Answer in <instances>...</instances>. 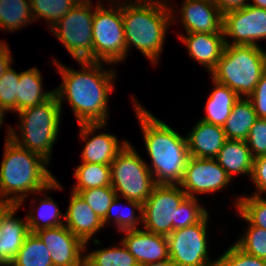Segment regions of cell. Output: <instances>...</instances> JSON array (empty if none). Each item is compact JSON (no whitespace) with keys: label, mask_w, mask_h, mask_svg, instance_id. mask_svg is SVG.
Segmentation results:
<instances>
[{"label":"cell","mask_w":266,"mask_h":266,"mask_svg":"<svg viewBox=\"0 0 266 266\" xmlns=\"http://www.w3.org/2000/svg\"><path fill=\"white\" fill-rule=\"evenodd\" d=\"M79 2L80 0H30L34 21L44 18L48 30Z\"/></svg>","instance_id":"1f68e13d"},{"label":"cell","mask_w":266,"mask_h":266,"mask_svg":"<svg viewBox=\"0 0 266 266\" xmlns=\"http://www.w3.org/2000/svg\"><path fill=\"white\" fill-rule=\"evenodd\" d=\"M253 159L266 155V118H258L245 140Z\"/></svg>","instance_id":"f35d334b"},{"label":"cell","mask_w":266,"mask_h":266,"mask_svg":"<svg viewBox=\"0 0 266 266\" xmlns=\"http://www.w3.org/2000/svg\"><path fill=\"white\" fill-rule=\"evenodd\" d=\"M222 14L246 6L249 0H213Z\"/></svg>","instance_id":"7bdbcfd3"},{"label":"cell","mask_w":266,"mask_h":266,"mask_svg":"<svg viewBox=\"0 0 266 266\" xmlns=\"http://www.w3.org/2000/svg\"><path fill=\"white\" fill-rule=\"evenodd\" d=\"M50 251L54 266H83L85 243L65 225L35 232Z\"/></svg>","instance_id":"2e32d148"},{"label":"cell","mask_w":266,"mask_h":266,"mask_svg":"<svg viewBox=\"0 0 266 266\" xmlns=\"http://www.w3.org/2000/svg\"><path fill=\"white\" fill-rule=\"evenodd\" d=\"M107 124V122L78 124L80 141L85 144L81 152V163L111 165L116 155L129 142L126 139L118 140L113 133L104 132Z\"/></svg>","instance_id":"9a60e30c"},{"label":"cell","mask_w":266,"mask_h":266,"mask_svg":"<svg viewBox=\"0 0 266 266\" xmlns=\"http://www.w3.org/2000/svg\"><path fill=\"white\" fill-rule=\"evenodd\" d=\"M132 102L151 162L147 166L155 183L178 185L189 158L186 136L153 115L133 96Z\"/></svg>","instance_id":"7a4b0ae2"},{"label":"cell","mask_w":266,"mask_h":266,"mask_svg":"<svg viewBox=\"0 0 266 266\" xmlns=\"http://www.w3.org/2000/svg\"><path fill=\"white\" fill-rule=\"evenodd\" d=\"M165 1L170 6L172 25L180 20L185 33H224L223 14L213 0H182L179 9L171 0Z\"/></svg>","instance_id":"5bb4252c"},{"label":"cell","mask_w":266,"mask_h":266,"mask_svg":"<svg viewBox=\"0 0 266 266\" xmlns=\"http://www.w3.org/2000/svg\"><path fill=\"white\" fill-rule=\"evenodd\" d=\"M211 90L204 109V116L200 120L223 127L240 96L227 85L212 79Z\"/></svg>","instance_id":"cb8c5ba5"},{"label":"cell","mask_w":266,"mask_h":266,"mask_svg":"<svg viewBox=\"0 0 266 266\" xmlns=\"http://www.w3.org/2000/svg\"><path fill=\"white\" fill-rule=\"evenodd\" d=\"M68 208L64 213V225L85 245L100 244L101 241L95 236L104 229L102 219L92 210L79 193L71 190Z\"/></svg>","instance_id":"ac0fdd59"},{"label":"cell","mask_w":266,"mask_h":266,"mask_svg":"<svg viewBox=\"0 0 266 266\" xmlns=\"http://www.w3.org/2000/svg\"><path fill=\"white\" fill-rule=\"evenodd\" d=\"M111 186L118 197L144 204L157 185L147 163L128 142L111 163Z\"/></svg>","instance_id":"ba28073f"},{"label":"cell","mask_w":266,"mask_h":266,"mask_svg":"<svg viewBox=\"0 0 266 266\" xmlns=\"http://www.w3.org/2000/svg\"><path fill=\"white\" fill-rule=\"evenodd\" d=\"M232 179L215 159L189 156L181 182L178 184L189 197L214 194L228 189Z\"/></svg>","instance_id":"4fadbf2b"},{"label":"cell","mask_w":266,"mask_h":266,"mask_svg":"<svg viewBox=\"0 0 266 266\" xmlns=\"http://www.w3.org/2000/svg\"><path fill=\"white\" fill-rule=\"evenodd\" d=\"M12 67L11 64L0 78V106L7 112L17 113V89L20 72Z\"/></svg>","instance_id":"d590c367"},{"label":"cell","mask_w":266,"mask_h":266,"mask_svg":"<svg viewBox=\"0 0 266 266\" xmlns=\"http://www.w3.org/2000/svg\"><path fill=\"white\" fill-rule=\"evenodd\" d=\"M258 119L251 101L240 97L232 108L231 114L223 126L228 140H246L250 128Z\"/></svg>","instance_id":"484cf974"},{"label":"cell","mask_w":266,"mask_h":266,"mask_svg":"<svg viewBox=\"0 0 266 266\" xmlns=\"http://www.w3.org/2000/svg\"><path fill=\"white\" fill-rule=\"evenodd\" d=\"M118 244L89 252L88 245H85L84 264L86 266H139L121 240Z\"/></svg>","instance_id":"f1b7e54d"},{"label":"cell","mask_w":266,"mask_h":266,"mask_svg":"<svg viewBox=\"0 0 266 266\" xmlns=\"http://www.w3.org/2000/svg\"><path fill=\"white\" fill-rule=\"evenodd\" d=\"M33 22L30 0H0V30L13 33Z\"/></svg>","instance_id":"4316f807"},{"label":"cell","mask_w":266,"mask_h":266,"mask_svg":"<svg viewBox=\"0 0 266 266\" xmlns=\"http://www.w3.org/2000/svg\"><path fill=\"white\" fill-rule=\"evenodd\" d=\"M189 156L195 158L214 159L226 138L223 127L199 120L187 133Z\"/></svg>","instance_id":"7402d4cb"},{"label":"cell","mask_w":266,"mask_h":266,"mask_svg":"<svg viewBox=\"0 0 266 266\" xmlns=\"http://www.w3.org/2000/svg\"><path fill=\"white\" fill-rule=\"evenodd\" d=\"M266 71V50L261 46L226 44L211 79L248 98Z\"/></svg>","instance_id":"8992f818"},{"label":"cell","mask_w":266,"mask_h":266,"mask_svg":"<svg viewBox=\"0 0 266 266\" xmlns=\"http://www.w3.org/2000/svg\"><path fill=\"white\" fill-rule=\"evenodd\" d=\"M127 57L133 45L147 60L157 66L172 18L165 0L121 2Z\"/></svg>","instance_id":"277c9868"},{"label":"cell","mask_w":266,"mask_h":266,"mask_svg":"<svg viewBox=\"0 0 266 266\" xmlns=\"http://www.w3.org/2000/svg\"><path fill=\"white\" fill-rule=\"evenodd\" d=\"M62 110L54 94L42 104L18 111V130L12 127L11 139L50 163L61 127Z\"/></svg>","instance_id":"5b68a950"},{"label":"cell","mask_w":266,"mask_h":266,"mask_svg":"<svg viewBox=\"0 0 266 266\" xmlns=\"http://www.w3.org/2000/svg\"><path fill=\"white\" fill-rule=\"evenodd\" d=\"M248 99L251 101L258 118H266V71L262 74L255 90Z\"/></svg>","instance_id":"60d3db41"},{"label":"cell","mask_w":266,"mask_h":266,"mask_svg":"<svg viewBox=\"0 0 266 266\" xmlns=\"http://www.w3.org/2000/svg\"><path fill=\"white\" fill-rule=\"evenodd\" d=\"M52 64L58 69L61 83L55 87L61 109L67 100L78 124L106 123L110 118L109 98L114 93L117 71L112 64L95 61H76L79 70L67 67L52 58ZM104 64L110 68L106 70Z\"/></svg>","instance_id":"6da1fadb"},{"label":"cell","mask_w":266,"mask_h":266,"mask_svg":"<svg viewBox=\"0 0 266 266\" xmlns=\"http://www.w3.org/2000/svg\"><path fill=\"white\" fill-rule=\"evenodd\" d=\"M178 37L187 47L186 53L210 74L226 45L224 33H180Z\"/></svg>","instance_id":"ffe728a7"},{"label":"cell","mask_w":266,"mask_h":266,"mask_svg":"<svg viewBox=\"0 0 266 266\" xmlns=\"http://www.w3.org/2000/svg\"><path fill=\"white\" fill-rule=\"evenodd\" d=\"M208 213L199 223L172 231L168 236L169 257L179 266H216L210 259L208 244Z\"/></svg>","instance_id":"30bf717a"},{"label":"cell","mask_w":266,"mask_h":266,"mask_svg":"<svg viewBox=\"0 0 266 266\" xmlns=\"http://www.w3.org/2000/svg\"><path fill=\"white\" fill-rule=\"evenodd\" d=\"M236 211L240 219L242 218L248 225L234 243L244 252L266 260V230L253 226L237 209Z\"/></svg>","instance_id":"d6a6232c"},{"label":"cell","mask_w":266,"mask_h":266,"mask_svg":"<svg viewBox=\"0 0 266 266\" xmlns=\"http://www.w3.org/2000/svg\"><path fill=\"white\" fill-rule=\"evenodd\" d=\"M235 199L234 206L253 226L266 230V197L243 195ZM265 197V198H263Z\"/></svg>","instance_id":"836d02e7"},{"label":"cell","mask_w":266,"mask_h":266,"mask_svg":"<svg viewBox=\"0 0 266 266\" xmlns=\"http://www.w3.org/2000/svg\"><path fill=\"white\" fill-rule=\"evenodd\" d=\"M223 32L225 44L261 46L258 41L266 40V9L247 4L226 12Z\"/></svg>","instance_id":"7c38bea8"},{"label":"cell","mask_w":266,"mask_h":266,"mask_svg":"<svg viewBox=\"0 0 266 266\" xmlns=\"http://www.w3.org/2000/svg\"><path fill=\"white\" fill-rule=\"evenodd\" d=\"M42 78V72L35 66L20 72L17 89V112L42 104L55 94L54 89L46 91L42 88Z\"/></svg>","instance_id":"d4e9b609"},{"label":"cell","mask_w":266,"mask_h":266,"mask_svg":"<svg viewBox=\"0 0 266 266\" xmlns=\"http://www.w3.org/2000/svg\"><path fill=\"white\" fill-rule=\"evenodd\" d=\"M250 1L248 2V5L266 9V0H250Z\"/></svg>","instance_id":"f6af8a7d"},{"label":"cell","mask_w":266,"mask_h":266,"mask_svg":"<svg viewBox=\"0 0 266 266\" xmlns=\"http://www.w3.org/2000/svg\"><path fill=\"white\" fill-rule=\"evenodd\" d=\"M250 180L256 188V191L251 193L252 195L263 196L266 194V155L253 159Z\"/></svg>","instance_id":"ab89813d"},{"label":"cell","mask_w":266,"mask_h":266,"mask_svg":"<svg viewBox=\"0 0 266 266\" xmlns=\"http://www.w3.org/2000/svg\"><path fill=\"white\" fill-rule=\"evenodd\" d=\"M104 3L97 0L94 5L93 61L117 65L127 58L121 2Z\"/></svg>","instance_id":"52a82bcc"},{"label":"cell","mask_w":266,"mask_h":266,"mask_svg":"<svg viewBox=\"0 0 266 266\" xmlns=\"http://www.w3.org/2000/svg\"><path fill=\"white\" fill-rule=\"evenodd\" d=\"M20 205L0 204V266H8L30 233L27 217H16Z\"/></svg>","instance_id":"e0dca14e"},{"label":"cell","mask_w":266,"mask_h":266,"mask_svg":"<svg viewBox=\"0 0 266 266\" xmlns=\"http://www.w3.org/2000/svg\"><path fill=\"white\" fill-rule=\"evenodd\" d=\"M234 181V176L251 177L253 157L244 140H227L214 158Z\"/></svg>","instance_id":"603a6c76"},{"label":"cell","mask_w":266,"mask_h":266,"mask_svg":"<svg viewBox=\"0 0 266 266\" xmlns=\"http://www.w3.org/2000/svg\"><path fill=\"white\" fill-rule=\"evenodd\" d=\"M62 189H64V187L56 179L49 187L34 194L35 196L31 199L29 204L32 211H29L26 215L29 232L35 233L41 229L64 225V213L61 212L58 204L48 192L52 190L60 191ZM41 194L44 196L43 198L39 197Z\"/></svg>","instance_id":"44dd1931"},{"label":"cell","mask_w":266,"mask_h":266,"mask_svg":"<svg viewBox=\"0 0 266 266\" xmlns=\"http://www.w3.org/2000/svg\"><path fill=\"white\" fill-rule=\"evenodd\" d=\"M8 266H54L50 251L35 233H29Z\"/></svg>","instance_id":"4dcf8cb0"},{"label":"cell","mask_w":266,"mask_h":266,"mask_svg":"<svg viewBox=\"0 0 266 266\" xmlns=\"http://www.w3.org/2000/svg\"><path fill=\"white\" fill-rule=\"evenodd\" d=\"M139 266H179V265L169 258L163 261L140 264Z\"/></svg>","instance_id":"ee69618b"},{"label":"cell","mask_w":266,"mask_h":266,"mask_svg":"<svg viewBox=\"0 0 266 266\" xmlns=\"http://www.w3.org/2000/svg\"><path fill=\"white\" fill-rule=\"evenodd\" d=\"M104 1H106V3H107V1L108 2H114V3H120V1L121 2H123V0H104ZM133 0H124V2H132ZM134 1H144V0H134Z\"/></svg>","instance_id":"7dc6e473"},{"label":"cell","mask_w":266,"mask_h":266,"mask_svg":"<svg viewBox=\"0 0 266 266\" xmlns=\"http://www.w3.org/2000/svg\"><path fill=\"white\" fill-rule=\"evenodd\" d=\"M6 115H7V111L3 107L0 106V129L2 127V124H5L4 119Z\"/></svg>","instance_id":"bcb514c9"},{"label":"cell","mask_w":266,"mask_h":266,"mask_svg":"<svg viewBox=\"0 0 266 266\" xmlns=\"http://www.w3.org/2000/svg\"><path fill=\"white\" fill-rule=\"evenodd\" d=\"M187 197L179 185L157 184L142 205V227L168 236L175 230L176 208Z\"/></svg>","instance_id":"8fae6325"},{"label":"cell","mask_w":266,"mask_h":266,"mask_svg":"<svg viewBox=\"0 0 266 266\" xmlns=\"http://www.w3.org/2000/svg\"><path fill=\"white\" fill-rule=\"evenodd\" d=\"M74 169L73 176L77 183L72 191L78 193L82 190L111 186V166L95 163H80Z\"/></svg>","instance_id":"f546056e"},{"label":"cell","mask_w":266,"mask_h":266,"mask_svg":"<svg viewBox=\"0 0 266 266\" xmlns=\"http://www.w3.org/2000/svg\"><path fill=\"white\" fill-rule=\"evenodd\" d=\"M3 39L0 41V78L4 74L5 70L14 63L12 57L11 48Z\"/></svg>","instance_id":"b9f144b4"},{"label":"cell","mask_w":266,"mask_h":266,"mask_svg":"<svg viewBox=\"0 0 266 266\" xmlns=\"http://www.w3.org/2000/svg\"><path fill=\"white\" fill-rule=\"evenodd\" d=\"M120 239L137 263L145 264L169 259L168 240L166 236L158 235L145 229H131Z\"/></svg>","instance_id":"d6986e66"},{"label":"cell","mask_w":266,"mask_h":266,"mask_svg":"<svg viewBox=\"0 0 266 266\" xmlns=\"http://www.w3.org/2000/svg\"><path fill=\"white\" fill-rule=\"evenodd\" d=\"M200 201L199 197L187 196L181 202L176 208L175 230L199 223L208 214L209 210Z\"/></svg>","instance_id":"e575fe53"},{"label":"cell","mask_w":266,"mask_h":266,"mask_svg":"<svg viewBox=\"0 0 266 266\" xmlns=\"http://www.w3.org/2000/svg\"><path fill=\"white\" fill-rule=\"evenodd\" d=\"M123 200L127 205L126 207L122 206V210L119 209L121 206L120 204H123L120 202L121 197L117 196L111 203L105 218L102 220L104 227L108 226L110 223H113L118 232L131 229H140L142 227V204L128 199ZM118 210H120V213ZM136 211L139 215H136Z\"/></svg>","instance_id":"83f0119b"},{"label":"cell","mask_w":266,"mask_h":266,"mask_svg":"<svg viewBox=\"0 0 266 266\" xmlns=\"http://www.w3.org/2000/svg\"><path fill=\"white\" fill-rule=\"evenodd\" d=\"M3 159L0 163V204L23 205L27 197L49 187L55 180L51 164L37 153L11 139L12 126L6 125Z\"/></svg>","instance_id":"3957f363"},{"label":"cell","mask_w":266,"mask_h":266,"mask_svg":"<svg viewBox=\"0 0 266 266\" xmlns=\"http://www.w3.org/2000/svg\"><path fill=\"white\" fill-rule=\"evenodd\" d=\"M93 0H80L49 30L75 61H93Z\"/></svg>","instance_id":"9c48e42d"},{"label":"cell","mask_w":266,"mask_h":266,"mask_svg":"<svg viewBox=\"0 0 266 266\" xmlns=\"http://www.w3.org/2000/svg\"><path fill=\"white\" fill-rule=\"evenodd\" d=\"M100 219H104L108 208L117 197L112 186L91 188L78 192Z\"/></svg>","instance_id":"8d00e7d4"},{"label":"cell","mask_w":266,"mask_h":266,"mask_svg":"<svg viewBox=\"0 0 266 266\" xmlns=\"http://www.w3.org/2000/svg\"><path fill=\"white\" fill-rule=\"evenodd\" d=\"M216 266H266V260L244 252L233 243L216 258Z\"/></svg>","instance_id":"74e56055"}]
</instances>
